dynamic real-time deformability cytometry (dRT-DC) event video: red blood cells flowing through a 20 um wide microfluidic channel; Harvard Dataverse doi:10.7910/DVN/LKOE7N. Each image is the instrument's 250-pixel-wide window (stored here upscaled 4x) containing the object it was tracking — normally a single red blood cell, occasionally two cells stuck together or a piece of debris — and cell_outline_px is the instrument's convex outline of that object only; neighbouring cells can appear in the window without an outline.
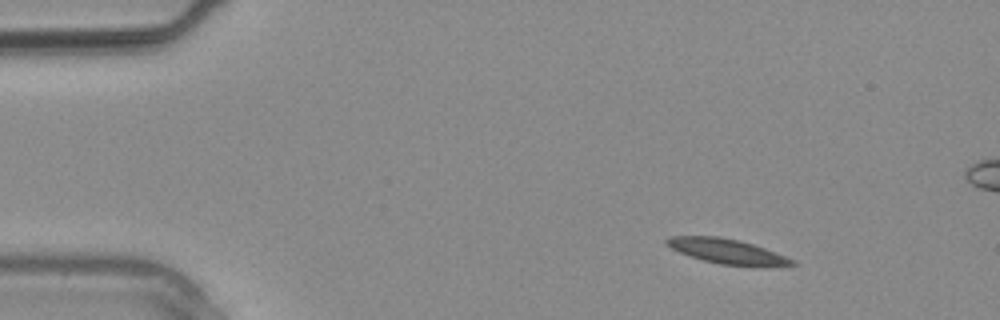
{"species": "common noctule bat (a hibernating species)", "species_latin": "Nyctalus noctula", "temperature_condition": "warm", "stored_images_in_passage": 3, "camera_frame_rate_fps": 3000, "um_per_image_px": 0.085, "animal": {"sex": "male", "body_mass_g": 20.4}, "frame": {"image": 1, "passage_image": 1, "time_ms": 0.0, "image_size_px": [1000, 320], "cell_outline_px": [[796, 264], [720, 264], [704, 260], [680, 252], [664, 244], [664, 240], [672, 236], [720, 236], [740, 240], [776, 252], [796, 260]], "centroid_in_image_um": [61.7, 21.3], "position_along_channel_um": 23.3, "area_um2": 17.34}}